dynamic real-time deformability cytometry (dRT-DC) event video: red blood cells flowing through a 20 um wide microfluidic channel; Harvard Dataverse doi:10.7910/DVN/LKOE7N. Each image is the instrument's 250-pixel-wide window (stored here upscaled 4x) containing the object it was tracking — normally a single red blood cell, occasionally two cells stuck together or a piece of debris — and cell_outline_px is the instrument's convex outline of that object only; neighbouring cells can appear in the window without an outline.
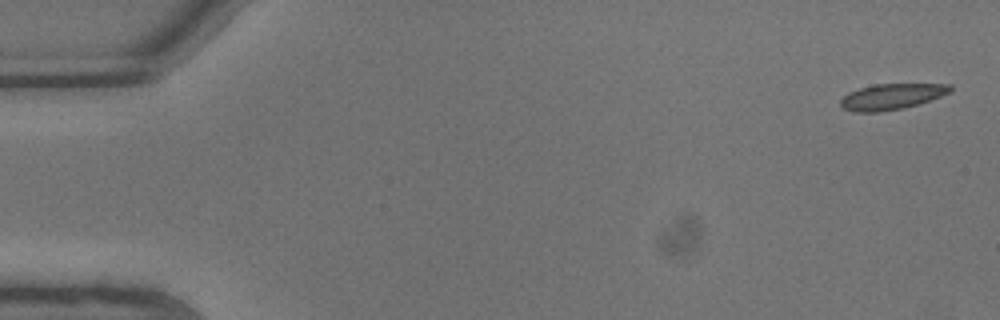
{"species": "common noctule bat (a hibernating species)", "species_latin": "Nyctalus noctula", "temperature_condition": "warm", "stored_images_in_passage": 8, "camera_frame_rate_fps": 3000, "um_per_image_px": 0.085, "animal": {"sex": "male", "body_mass_g": 13.3}, "frame": {"image": 1, "passage_image": 1, "time_ms": 0.0, "image_size_px": [1000, 320], "cell_outline_px": [[952, 92], [920, 104], [904, 108], [880, 112], [852, 112], [844, 108], [840, 104], [840, 100], [848, 92], [860, 88], [876, 84], [952, 84]], "centroid_in_image_um": [75.81, 8.21], "position_along_channel_um": 9.2, "area_um2": 16.65}}
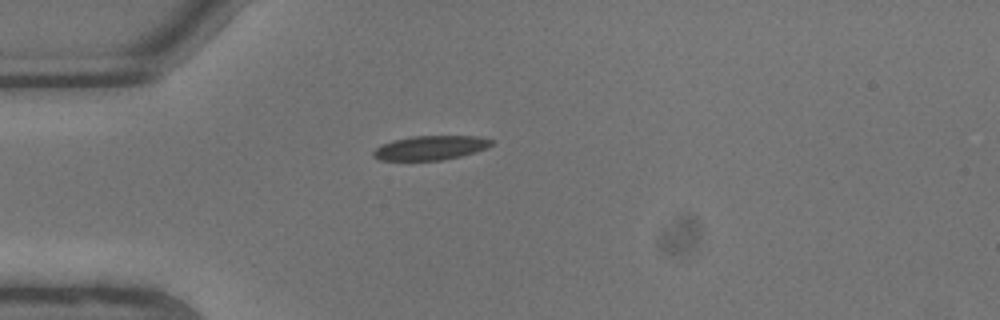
{"frame": {"image": 2, "passage_image": 6, "time_ms": 1.667, "image_size_px": [1000, 320], "cell_outline_px": [[492, 144], [488, 148], [476, 152], [460, 156], [440, 160], [380, 160], [372, 156], [372, 152], [380, 144], [392, 140], [412, 136], [476, 136], [492, 140]], "centroid_in_image_um": [36.56, 12.56], "position_along_channel_um": 48.4, "area_um2": 16.7}}
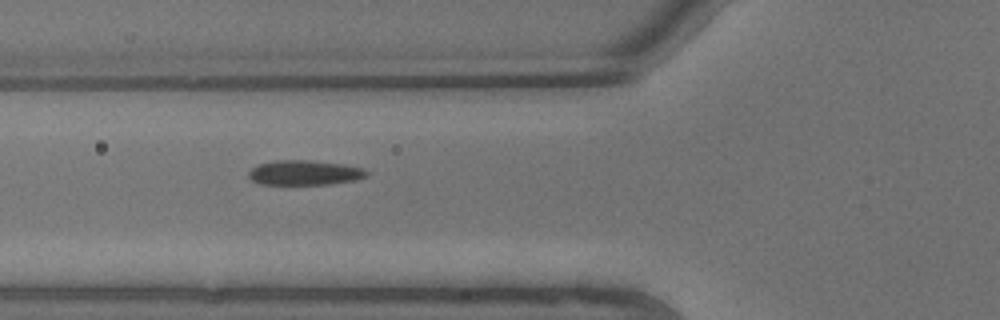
{"frame": {"image": 3, "passage_image": 8, "time_ms": 2.333, "image_size_px": [1000, 320], "cell_outline_px": [[368, 176], [356, 180], [332, 184], [260, 184], [252, 180], [248, 176], [248, 172], [252, 168], [260, 164], [276, 160], [308, 160], [344, 164], [364, 168], [368, 172]], "centroid_in_image_um": [25.93, 14.68], "position_along_channel_um": 99.9, "area_um2": 17.11}}